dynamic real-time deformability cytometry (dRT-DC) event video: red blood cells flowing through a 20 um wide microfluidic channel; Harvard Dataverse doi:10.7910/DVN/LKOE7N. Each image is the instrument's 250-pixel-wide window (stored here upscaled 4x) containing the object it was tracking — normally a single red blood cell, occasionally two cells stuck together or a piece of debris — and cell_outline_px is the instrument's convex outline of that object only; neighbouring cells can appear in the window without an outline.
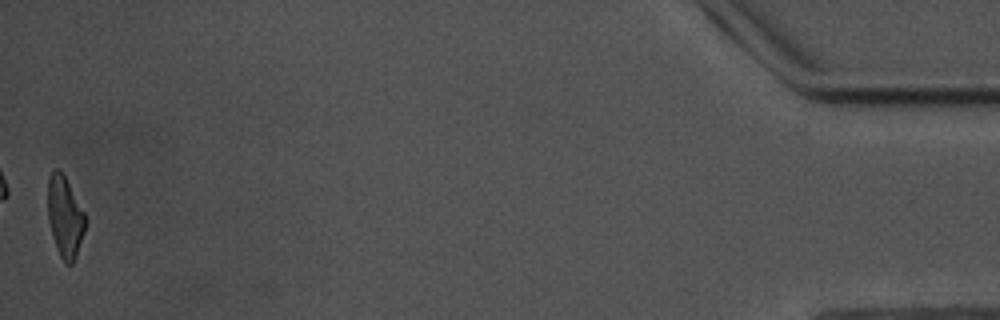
{"species": "common noctule bat (a hibernating species)", "species_latin": "Nyctalus noctula", "temperature_condition": "warm", "stored_images_in_passage": 41, "camera_frame_rate_fps": 3000, "um_per_image_px": 0.085, "animal": {"sex": "male", "body_mass_g": 17.5, "forearm_length_mm": 52.3}, "frame": {"image": 1, "passage_image": 41, "time_ms": 13.333, "image_size_px": [1000, 320], "cell_outline_px": [[84, 232], [76, 256], [72, 264], [64, 264], [56, 248], [48, 220], [48, 176], [56, 168], [60, 168], [84, 212]], "centroid_in_image_um": [5.49, 18.43], "position_along_channel_um": 429.7, "area_um2": 17.46}, "authors_computed_cell_mechanics": {"area_um2": 19.4208, "velocity_mm_per_s": 3.501, "shape_relaxation_time_tau1_ms": 5.0402, "shape_relaxation_time_tau2_ms": 4.4076, "deformation_change_tau1": 0.1641, "deformation_change_tau2": 0.1414}}